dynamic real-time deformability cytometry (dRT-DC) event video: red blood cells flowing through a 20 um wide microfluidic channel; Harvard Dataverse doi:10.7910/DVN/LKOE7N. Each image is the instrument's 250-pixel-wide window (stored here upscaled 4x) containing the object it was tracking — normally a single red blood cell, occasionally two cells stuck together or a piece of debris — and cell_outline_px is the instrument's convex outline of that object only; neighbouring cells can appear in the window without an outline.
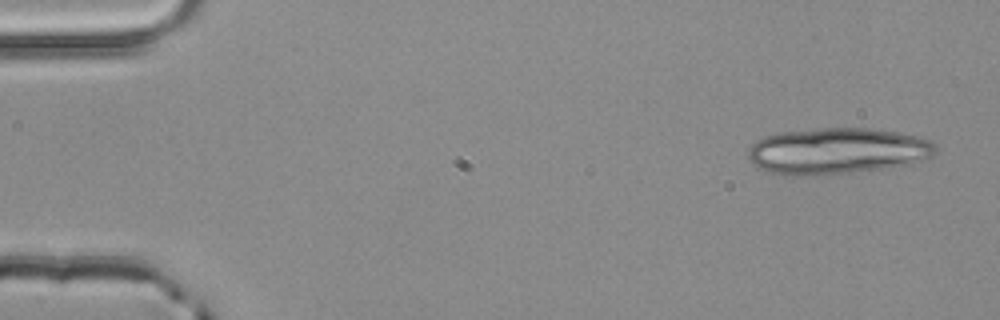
{"species": "common noctule bat (a hibernating species)", "species_latin": "Nyctalus noctula", "temperature_condition": "room temperature", "stored_images_in_passage": 4, "camera_frame_rate_fps": 3000, "um_per_image_px": 0.085, "animal": {"sex": "male", "body_mass_g": 20.4}, "frame": {"image": 1, "passage_image": 1, "time_ms": 0.0, "image_size_px": [1000, 320], "cell_outline_px": [[936, 152], [932, 156], [924, 160], [912, 164], [832, 176], [780, 176], [768, 172], [752, 164], [748, 160], [748, 148], [756, 140], [764, 136], [780, 132], [820, 128], [868, 128], [896, 132], [916, 136], [928, 140], [936, 144]], "centroid_in_image_um": [71.12, 12.87], "position_along_channel_um": 13.9, "area_um2": 51.62}}